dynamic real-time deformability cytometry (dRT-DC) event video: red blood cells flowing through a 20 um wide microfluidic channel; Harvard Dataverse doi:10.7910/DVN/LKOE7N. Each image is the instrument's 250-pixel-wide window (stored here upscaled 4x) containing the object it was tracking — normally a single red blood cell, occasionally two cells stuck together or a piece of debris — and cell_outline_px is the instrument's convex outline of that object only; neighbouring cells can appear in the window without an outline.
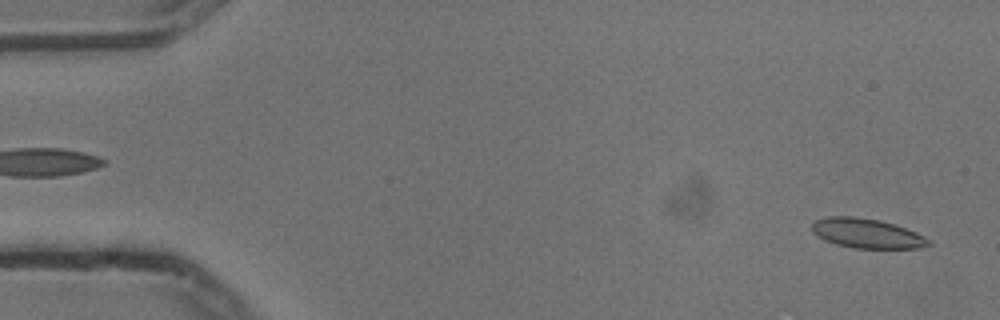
{"species": "common noctule bat (a hibernating species)", "species_latin": "Nyctalus noctula", "temperature_condition": "cold", "stored_images_in_passage": 54, "camera_frame_rate_fps": 3000, "um_per_image_px": 0.085, "animal": {"sex": "male", "body_mass_g": 13.3}, "frame": {"image": 1, "passage_image": 2, "time_ms": 0.333, "image_size_px": [1000, 320], "cell_outline_px": [[932, 244], [920, 248], [852, 248], [836, 244], [824, 240], [812, 232], [812, 224], [816, 220], [828, 216], [852, 216], [880, 220], [916, 232], [932, 240]], "centroid_in_image_um": [73.69, 19.84], "position_along_channel_um": 11.3, "area_um2": 20.11}}
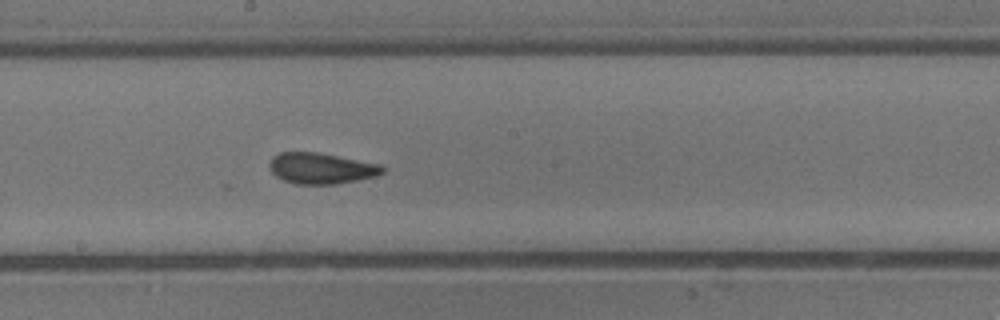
{"frame": {"image": 2, "passage_image": 29, "time_ms": 9.333, "image_size_px": [1000, 320], "cell_outline_px": [[384, 172], [376, 176], [336, 184], [296, 184], [284, 180], [276, 176], [268, 168], [268, 164], [272, 156], [280, 152], [316, 152], [380, 164], [384, 168]], "centroid_in_image_um": [27.26, 14.3], "position_along_channel_um": 220.9, "area_um2": 20.35}}
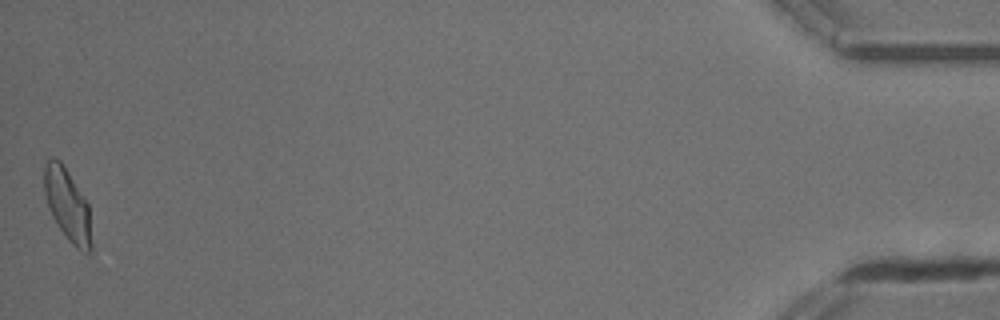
{"frame": {"image": 3, "passage_image": 54, "time_ms": 17.667, "image_size_px": [1000, 320], "cell_outline_px": [[92, 252], [84, 252], [76, 248], [68, 240], [52, 216], [48, 208], [44, 192], [44, 164], [48, 156], [52, 156], [60, 160], [68, 172], [88, 204], [92, 244]], "centroid_in_image_um": [5.72, 17.4], "position_along_channel_um": 429.5, "area_um2": 19.88}, "authors_computed_cell_mechanics": {"area_um2": 20.0855, "velocity_mm_per_s": 3.7203, "shape_relaxation_time_tau1_ms": 4.8081, "shape_relaxation_time_tau2_ms": 1.577, "deformation_change_tau1": 0.1547, "deformation_change_tau2": 0.0847}}